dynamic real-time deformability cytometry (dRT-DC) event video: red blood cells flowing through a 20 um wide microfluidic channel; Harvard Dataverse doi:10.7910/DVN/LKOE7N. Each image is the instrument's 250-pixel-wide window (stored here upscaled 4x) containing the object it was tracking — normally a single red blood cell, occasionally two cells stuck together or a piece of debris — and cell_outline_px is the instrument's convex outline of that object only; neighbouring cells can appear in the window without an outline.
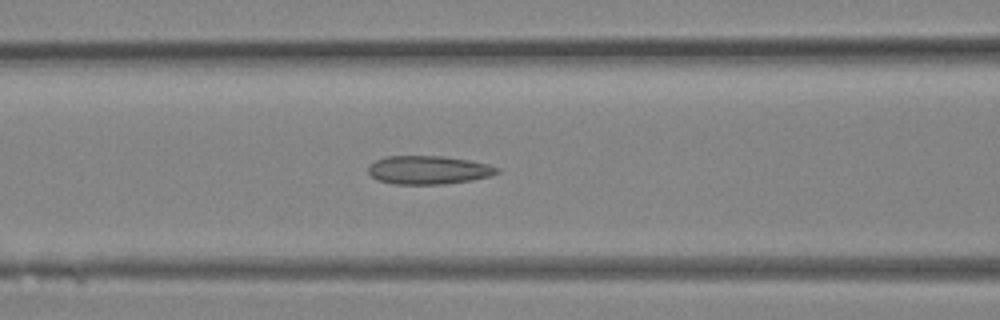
{"species": "Egyptian fruit bat (a non-hibernating species)", "species_latin": "Rousettus aegyptiacus", "temperature_condition": "room temperature", "stored_images_in_passage": 31, "camera_frame_rate_fps": 3000, "um_per_image_px": 0.085, "animal": {"sex": "female"}, "frame": {"image": 1, "passage_image": 12, "time_ms": 3.667, "image_size_px": [1000, 320], "cell_outline_px": [[500, 172], [492, 176], [472, 180], [444, 184], [396, 184], [380, 180], [372, 176], [368, 172], [368, 164], [384, 156], [444, 156], [468, 160], [488, 164], [500, 168]], "centroid_in_image_um": [36.44, 14.44], "position_along_channel_um": 130.2, "area_um2": 21.44}}
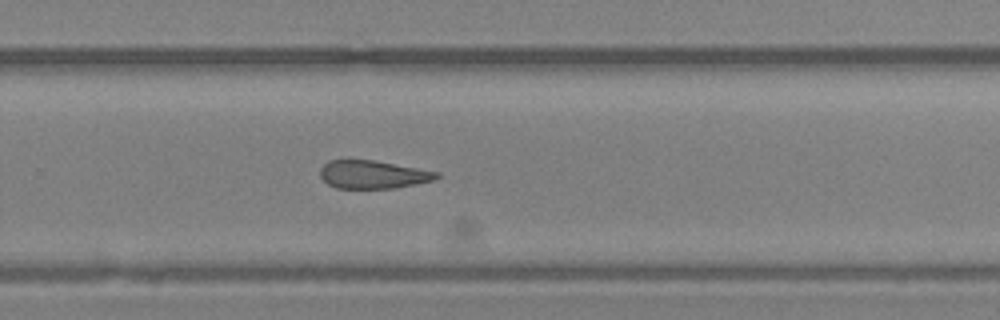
{"frame": {"image": 2, "passage_image": 20, "time_ms": 6.333, "image_size_px": [1000, 320], "cell_outline_px": [[440, 176], [432, 180], [416, 184], [396, 188], [336, 188], [328, 184], [320, 176], [320, 168], [328, 160], [372, 160], [440, 172]], "centroid_in_image_um": [31.69, 14.83], "position_along_channel_um": 298.1, "area_um2": 18.96}}
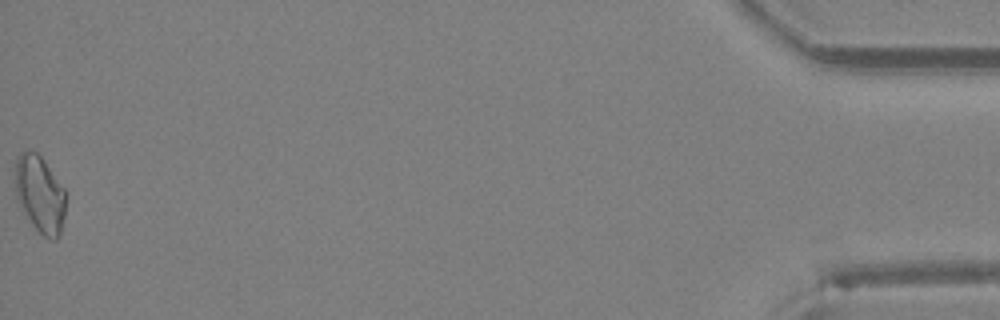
{"frame": {"image": 3, "passage_image": 31, "time_ms": 10.0, "image_size_px": [1000, 320], "cell_outline_px": [[64, 216], [60, 236], [56, 240], [52, 240], [44, 236], [32, 224], [16, 200], [16, 156], [24, 148], [28, 148], [36, 152], [44, 160], [64, 188]], "centroid_in_image_um": [3.38, 16.47], "position_along_channel_um": 431.8, "area_um2": 22.66}}